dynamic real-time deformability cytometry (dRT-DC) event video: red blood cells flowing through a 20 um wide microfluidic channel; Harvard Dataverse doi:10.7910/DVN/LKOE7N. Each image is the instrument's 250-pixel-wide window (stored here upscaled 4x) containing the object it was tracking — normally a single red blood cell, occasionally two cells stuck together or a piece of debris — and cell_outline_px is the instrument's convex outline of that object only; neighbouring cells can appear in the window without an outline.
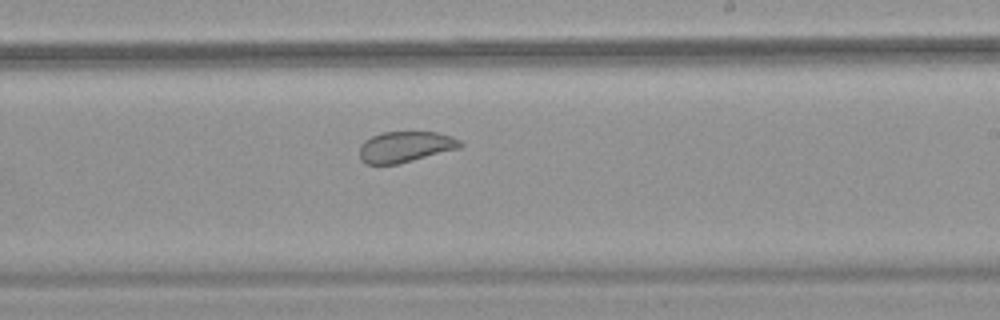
{"species": "common noctule bat (a hibernating species)", "species_latin": "Nyctalus noctula", "temperature_condition": "warm", "stored_images_in_passage": 46, "camera_frame_rate_fps": 3000, "um_per_image_px": 0.085, "animal": {"sex": "female", "body_mass_g": 18.4}, "frame": {"image": 1, "passage_image": 25, "time_ms": 8.0, "image_size_px": [1000, 320], "cell_outline_px": [[464, 144], [460, 148], [396, 164], [364, 164], [360, 160], [360, 144], [364, 140], [380, 132], [436, 132], [452, 136], [460, 140]], "centroid_in_image_um": [34.43, 12.47], "position_along_channel_um": 254.6, "area_um2": 18.15}}